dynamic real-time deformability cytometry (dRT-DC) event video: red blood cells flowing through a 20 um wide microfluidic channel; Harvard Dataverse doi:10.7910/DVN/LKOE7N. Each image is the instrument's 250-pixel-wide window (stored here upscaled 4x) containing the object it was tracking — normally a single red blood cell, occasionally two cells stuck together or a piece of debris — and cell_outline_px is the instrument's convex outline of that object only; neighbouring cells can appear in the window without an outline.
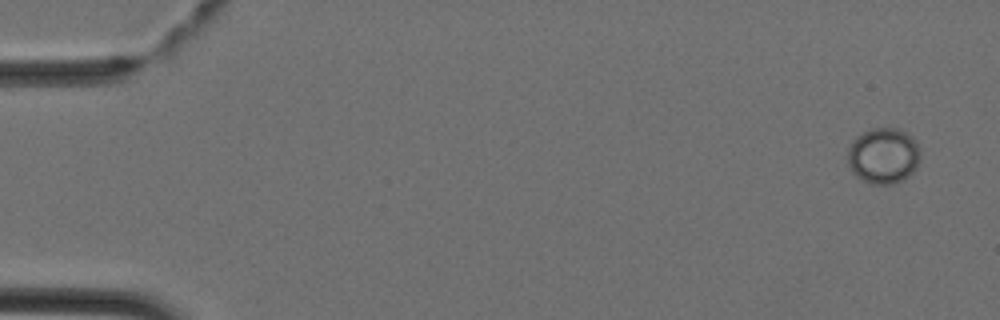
{"species": "Egyptian fruit bat (a non-hibernating species)", "species_latin": "Rousettus aegyptiacus", "temperature_condition": "cold", "stored_images_in_passage": 4, "camera_frame_rate_fps": 3000, "um_per_image_px": 0.085, "animal": {"sex": "female"}, "frame": {"image": 1, "passage_image": 1, "time_ms": 0.0, "image_size_px": [1000, 320], "cell_outline_px": [[920, 160], [916, 168], [904, 180], [892, 184], [872, 184], [856, 176], [852, 172], [848, 164], [848, 148], [852, 140], [856, 136], [872, 128], [896, 128], [912, 136], [916, 140], [920, 148]], "centroid_in_image_um": [75.1, 13.24], "position_along_channel_um": 9.9, "area_um2": 23.87}}